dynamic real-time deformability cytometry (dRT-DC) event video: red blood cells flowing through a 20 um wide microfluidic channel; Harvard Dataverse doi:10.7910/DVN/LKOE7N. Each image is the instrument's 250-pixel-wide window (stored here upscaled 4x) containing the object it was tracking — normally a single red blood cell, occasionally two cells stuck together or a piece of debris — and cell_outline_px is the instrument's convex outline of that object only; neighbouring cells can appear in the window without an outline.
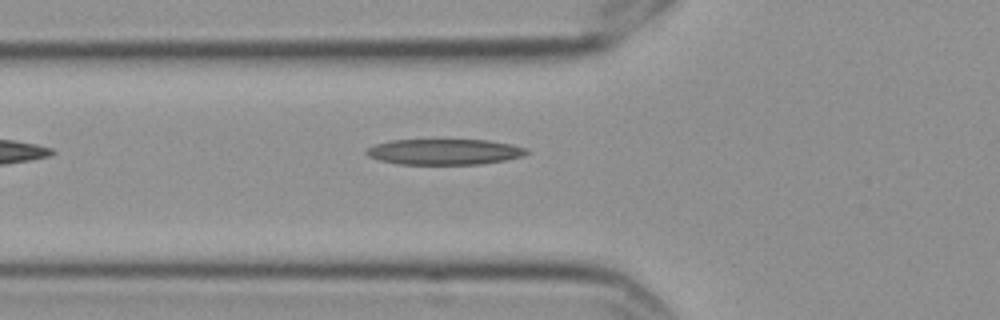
{"species": "Egyptian fruit bat (a non-hibernating species)", "species_latin": "Rousettus aegyptiacus", "temperature_condition": "cold", "stored_images_in_passage": 3, "camera_frame_rate_fps": 3000, "um_per_image_px": 0.085, "frame": {"image": 1, "passage_image": 3, "time_ms": 0.667, "image_size_px": [1000, 320], "cell_outline_px": [[528, 152], [520, 156], [504, 160], [480, 164], [396, 164], [380, 160], [368, 156], [364, 152], [368, 148], [376, 144], [392, 140], [488, 140], [512, 144], [528, 148]], "centroid_in_image_um": [37.76, 12.9], "position_along_channel_um": 88.0, "area_um2": 23.87}}